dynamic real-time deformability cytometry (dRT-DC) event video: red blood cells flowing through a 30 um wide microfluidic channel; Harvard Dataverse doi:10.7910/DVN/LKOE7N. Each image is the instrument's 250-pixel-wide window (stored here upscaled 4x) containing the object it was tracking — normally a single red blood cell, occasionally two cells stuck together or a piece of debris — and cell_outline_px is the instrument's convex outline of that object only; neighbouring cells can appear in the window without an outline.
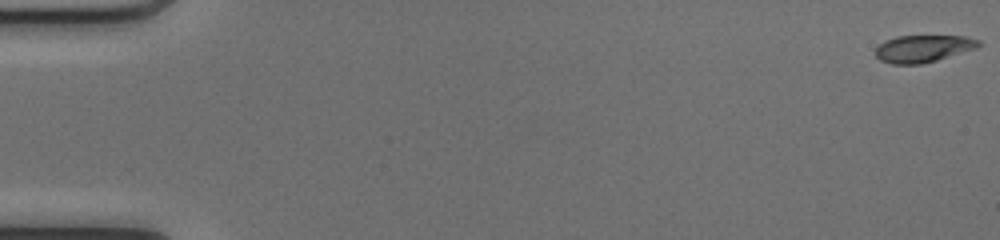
{"species": "common noctule bat (a hibernating species)", "species_latin": "Nyctalus noctula", "temperature_condition": "cold", "stored_images_in_passage": 14, "camera_frame_rate_fps": 3000, "um_per_image_px": 0.085, "animal": {"sex": "female", "body_mass_g": 17.0, "forearm_length_mm": 48.0}, "frame": {"image": 1, "passage_image": 1, "time_ms": 0.0, "image_size_px": [1000, 240], "cell_outline_px": [[980, 44], [976, 48], [936, 60], [920, 64], [892, 64], [880, 60], [876, 56], [876, 48], [884, 40], [896, 36], [964, 36], [980, 40]], "centroid_in_image_um": [78.44, 4.12], "position_along_channel_um": 6.6, "area_um2": 16.18}}